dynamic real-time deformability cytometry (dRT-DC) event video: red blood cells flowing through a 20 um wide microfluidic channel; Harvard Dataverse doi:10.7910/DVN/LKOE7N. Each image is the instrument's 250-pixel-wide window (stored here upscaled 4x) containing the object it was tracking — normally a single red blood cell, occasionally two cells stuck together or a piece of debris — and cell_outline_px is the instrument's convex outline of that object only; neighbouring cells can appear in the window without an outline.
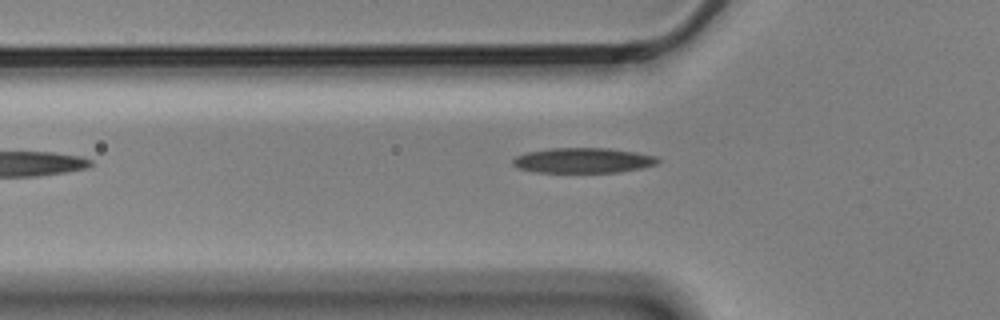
{"species": "Egyptian fruit bat (a non-hibernating species)", "species_latin": "Rousettus aegyptiacus", "temperature_condition": "cold", "stored_images_in_passage": 5, "camera_frame_rate_fps": 3000, "um_per_image_px": 0.085, "animal": {"sex": "male"}, "frame": {"image": 1, "passage_image": 5, "time_ms": 1.333, "image_size_px": [1000, 320], "cell_outline_px": [[660, 160], [656, 164], [640, 168], [620, 172], [536, 172], [516, 168], [512, 164], [512, 160], [516, 156], [528, 152], [548, 148], [608, 148], [636, 152], [656, 156]], "centroid_in_image_um": [49.54, 13.63], "position_along_channel_um": 76.3, "area_um2": 21.27}}